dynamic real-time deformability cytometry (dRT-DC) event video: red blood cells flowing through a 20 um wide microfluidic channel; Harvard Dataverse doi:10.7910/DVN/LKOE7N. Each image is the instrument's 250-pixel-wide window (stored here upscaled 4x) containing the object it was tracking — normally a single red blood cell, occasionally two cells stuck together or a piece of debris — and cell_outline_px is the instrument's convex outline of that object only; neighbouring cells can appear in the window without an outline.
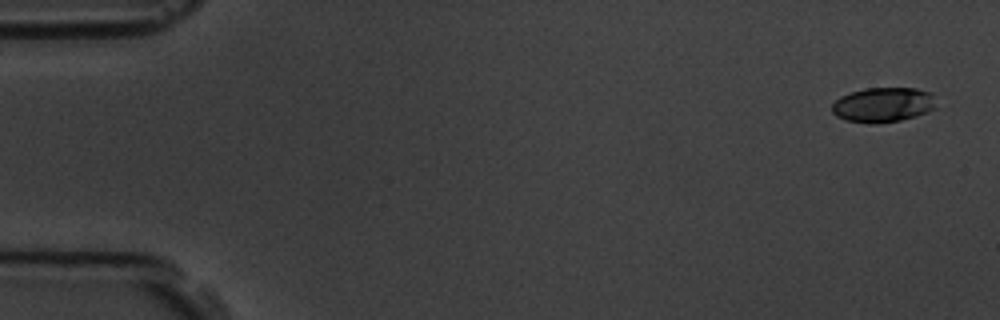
{"species": "common noctule bat (a hibernating species)", "species_latin": "Nyctalus noctula", "temperature_condition": "room temperature", "stored_images_in_passage": 5, "camera_frame_rate_fps": 3000, "um_per_image_px": 0.085, "animal": {"sex": "male", "body_mass_g": 19.5, "forearm_length_mm": 54.6}, "frame": {"image": 1, "passage_image": 1, "time_ms": 0.0, "image_size_px": [1000, 320], "cell_outline_px": [[936, 108], [916, 116], [900, 120], [872, 124], [868, 124], [844, 120], [836, 116], [832, 112], [832, 104], [840, 96], [864, 88], [916, 88], [932, 92]], "centroid_in_image_um": [75.05, 8.91], "position_along_channel_um": 9.9, "area_um2": 21.27}}
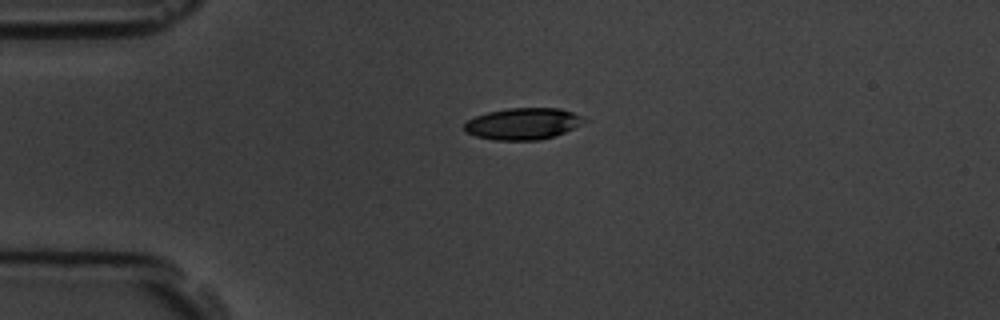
{"frame": {"image": 2, "passage_image": 4, "time_ms": 3.667, "image_size_px": [1000, 320], "cell_outline_px": [[588, 120], [564, 132], [540, 140], [496, 140], [476, 136], [464, 132], [464, 124], [468, 120], [476, 116], [488, 112], [508, 108], [560, 108], [572, 112]], "centroid_in_image_um": [44.42, 10.51], "position_along_channel_um": 40.6, "area_um2": 21.85}}